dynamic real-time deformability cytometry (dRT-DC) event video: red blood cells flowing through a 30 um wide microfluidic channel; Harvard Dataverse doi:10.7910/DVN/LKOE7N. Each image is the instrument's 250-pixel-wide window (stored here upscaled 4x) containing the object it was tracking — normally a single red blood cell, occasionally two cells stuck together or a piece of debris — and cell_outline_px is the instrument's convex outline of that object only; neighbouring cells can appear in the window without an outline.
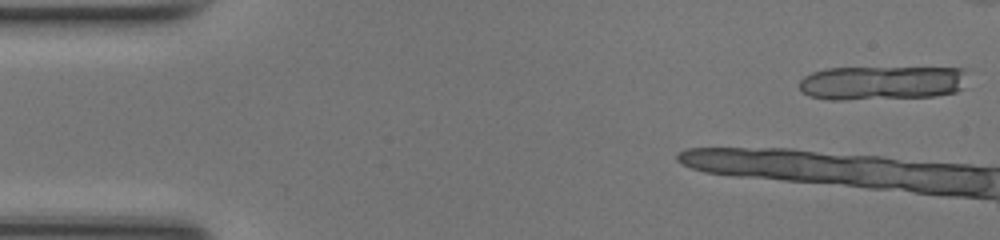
{"species": "common noctule bat (a hibernating species)", "species_latin": "Nyctalus noctula", "temperature_condition": "room temperature", "stored_images_in_passage": 9, "camera_frame_rate_fps": 3000, "um_per_image_px": 0.085, "animal": {"sex": "female", "body_mass_g": 17.0, "forearm_length_mm": 48.0}, "frame": {"image": 1, "passage_image": 1, "time_ms": 0.0, "image_size_px": [1000, 240], "cell_outline_px": [[964, 88], [956, 92], [936, 96], [840, 100], [832, 100], [808, 96], [800, 92], [800, 80], [804, 76], [812, 72], [828, 68], [964, 68]], "centroid_in_image_um": [74.92, 7.05], "position_along_channel_um": 10.1, "area_um2": 33.52}}